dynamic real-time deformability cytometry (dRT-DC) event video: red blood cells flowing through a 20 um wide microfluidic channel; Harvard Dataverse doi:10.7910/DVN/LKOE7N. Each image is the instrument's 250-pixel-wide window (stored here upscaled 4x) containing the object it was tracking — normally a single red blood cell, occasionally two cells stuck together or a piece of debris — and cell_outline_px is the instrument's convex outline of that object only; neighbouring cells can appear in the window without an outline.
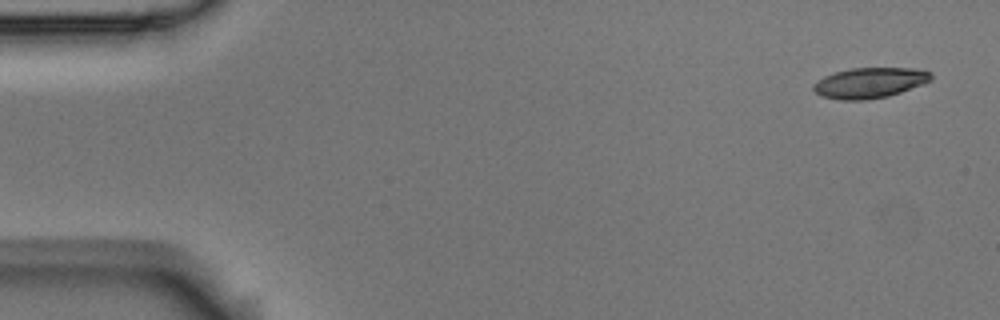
{"species": "Egyptian fruit bat (a non-hibernating species)", "species_latin": "Rousettus aegyptiacus", "temperature_condition": "room temperature", "stored_images_in_passage": 5, "camera_frame_rate_fps": 3000, "um_per_image_px": 0.085, "animal": {"sex": "male"}, "frame": {"image": 1, "passage_image": 1, "time_ms": 0.0, "image_size_px": [1000, 320], "cell_outline_px": [[932, 80], [900, 92], [888, 96], [864, 100], [840, 100], [820, 96], [812, 88], [812, 84], [816, 80], [824, 76], [836, 72], [852, 68], [912, 68], [932, 72]], "centroid_in_image_um": [73.89, 7.04], "position_along_channel_um": 11.1, "area_um2": 20.87}}
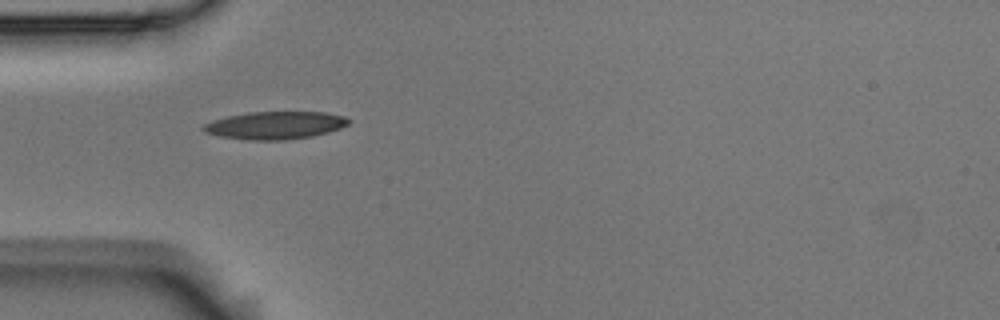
{"frame": {"image": 2, "passage_image": 4, "time_ms": 1.0, "image_size_px": [1000, 320], "cell_outline_px": [[352, 120], [348, 124], [340, 128], [328, 132], [312, 136], [284, 140], [252, 140], [220, 136], [204, 132], [200, 128], [204, 124], [212, 120], [228, 116], [248, 112], [324, 112], [344, 116]], "centroid_in_image_um": [23.38, 10.64], "position_along_channel_um": 61.6, "area_um2": 23.41}}
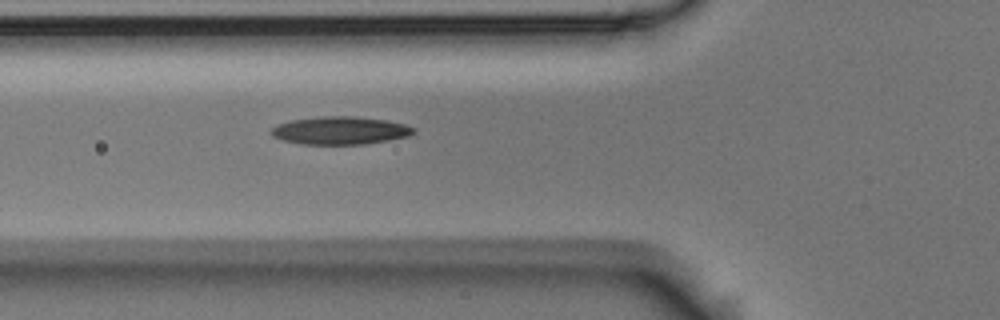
{"frame": {"image": 3, "passage_image": 5, "time_ms": 1.333, "image_size_px": [1000, 320], "cell_outline_px": [[416, 132], [408, 136], [388, 140], [364, 144], [300, 144], [284, 140], [272, 136], [268, 132], [276, 124], [288, 120], [320, 116], [352, 116], [388, 120], [404, 124], [416, 128]], "centroid_in_image_um": [28.88, 11.08], "position_along_channel_um": 96.9, "area_um2": 23.35}}